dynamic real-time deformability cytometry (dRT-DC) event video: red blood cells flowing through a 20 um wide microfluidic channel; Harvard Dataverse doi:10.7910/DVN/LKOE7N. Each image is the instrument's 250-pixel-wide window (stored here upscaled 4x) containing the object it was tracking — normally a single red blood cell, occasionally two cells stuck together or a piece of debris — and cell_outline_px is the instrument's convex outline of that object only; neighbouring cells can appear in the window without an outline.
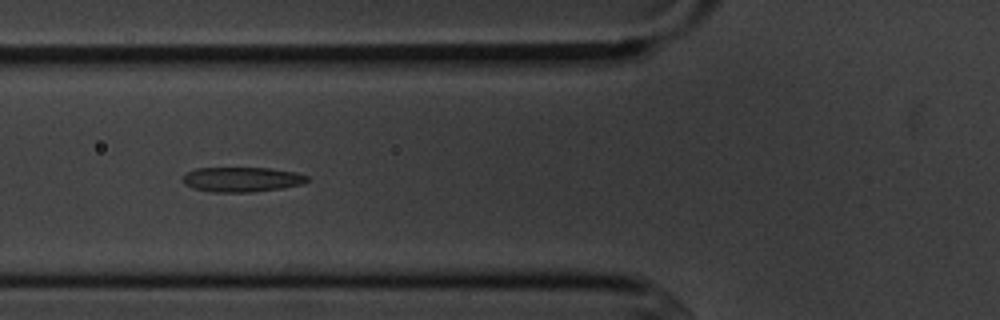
{"species": "common noctule bat (a hibernating species)", "species_latin": "Nyctalus noctula", "temperature_condition": "cold", "stored_images_in_passage": 9, "camera_frame_rate_fps": 3000, "um_per_image_px": 0.085, "animal": {"sex": "male", "body_mass_g": 20.1, "forearm_length_mm": 53.5}, "frame": {"image": 1, "passage_image": 2, "time_ms": 1.0, "image_size_px": [1000, 320], "cell_outline_px": [[308, 180], [304, 184], [284, 188], [252, 192], [212, 192], [192, 188], [184, 184], [180, 180], [184, 172], [196, 168], [272, 168], [296, 172], [308, 176]], "centroid_in_image_um": [20.52, 15.25], "position_along_channel_um": 105.3, "area_um2": 18.38}}
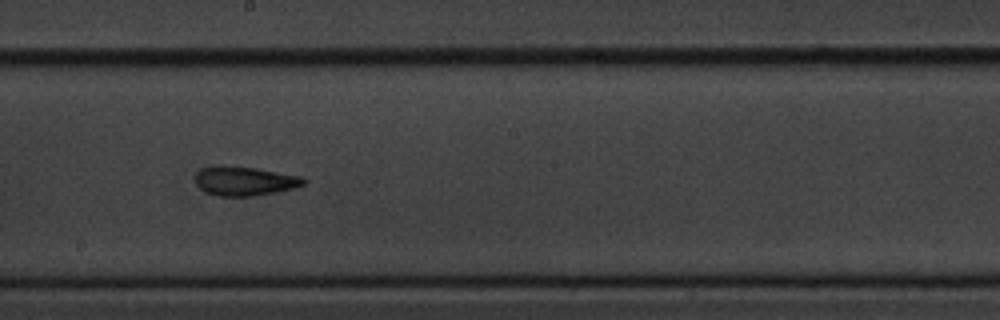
{"frame": {"image": 2, "passage_image": 5, "time_ms": 4.333, "image_size_px": [1000, 320], "cell_outline_px": [[308, 180], [304, 184], [292, 188], [276, 192], [252, 196], [216, 196], [204, 192], [196, 184], [196, 172], [200, 168], [216, 164], [256, 168], [304, 176]], "centroid_in_image_um": [20.77, 15.37], "position_along_channel_um": 227.4, "area_um2": 18.79}}
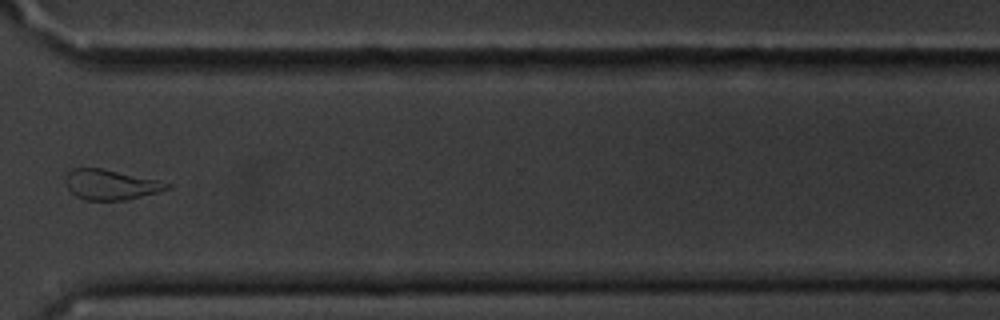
{"frame": {"image": 3, "passage_image": 8, "time_ms": 8.0, "image_size_px": [1000, 320], "cell_outline_px": [[172, 188], [124, 200], [84, 200], [76, 196], [68, 188], [64, 180], [68, 172], [72, 168], [100, 168], [160, 180], [172, 184]], "centroid_in_image_um": [9.41, 15.69], "position_along_channel_um": 361.2, "area_um2": 17.74}}